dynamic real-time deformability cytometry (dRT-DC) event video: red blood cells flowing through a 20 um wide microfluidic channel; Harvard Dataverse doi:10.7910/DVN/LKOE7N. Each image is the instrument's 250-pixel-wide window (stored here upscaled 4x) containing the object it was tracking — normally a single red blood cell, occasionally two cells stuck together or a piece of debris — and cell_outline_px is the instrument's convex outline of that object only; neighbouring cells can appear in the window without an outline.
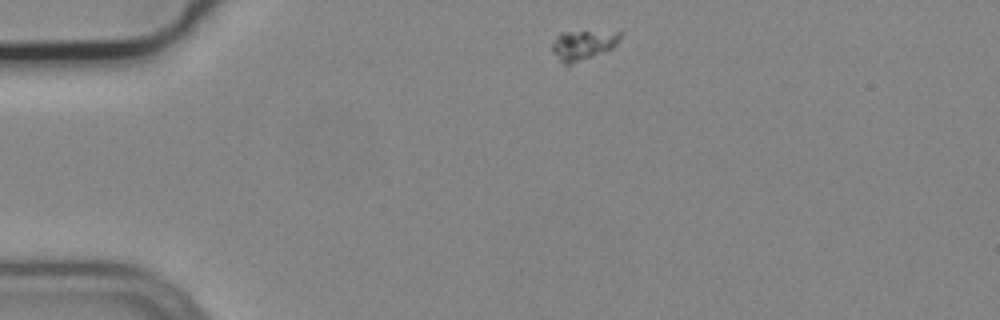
{"species": "common noctule bat (a hibernating species)", "species_latin": "Nyctalus noctula", "temperature_condition": "cold", "stored_images_in_passage": 3, "camera_frame_rate_fps": 3000, "um_per_image_px": 0.085, "animal": {"sex": "male", "body_mass_g": 19.2, "forearm_length_mm": 51.8}, "frame": {"image": 1, "passage_image": 1, "time_ms": 0.0, "image_size_px": [1000, 320], "cell_outline_px": [[624, 32], [620, 40], [612, 48], [568, 68], [552, 52], [552, 44], [556, 36], [560, 32]], "centroid_in_image_um": [49.54, 3.87], "position_along_channel_um": 35.5, "area_um2": 12.02}}